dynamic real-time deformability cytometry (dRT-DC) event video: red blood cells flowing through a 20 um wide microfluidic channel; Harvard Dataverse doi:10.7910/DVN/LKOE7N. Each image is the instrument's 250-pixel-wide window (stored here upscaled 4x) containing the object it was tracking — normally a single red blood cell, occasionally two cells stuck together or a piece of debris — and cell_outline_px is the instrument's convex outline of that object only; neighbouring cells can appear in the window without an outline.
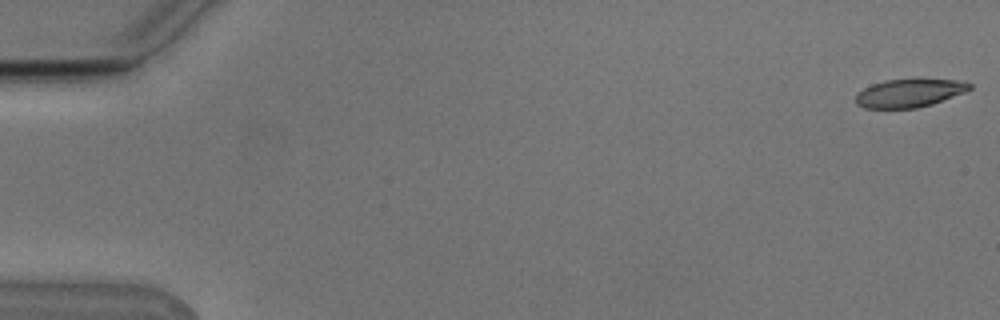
{"species": "Egyptian fruit bat (a non-hibernating species)", "species_latin": "Rousettus aegyptiacus", "temperature_condition": "cold", "stored_images_in_passage": 50, "camera_frame_rate_fps": 3000, "um_per_image_px": 0.085, "animal": {"sex": "male"}, "frame": {"image": 1, "passage_image": 1, "time_ms": 0.0, "image_size_px": [1000, 320], "cell_outline_px": [[972, 88], [964, 92], [932, 104], [916, 108], [864, 108], [856, 104], [856, 96], [864, 88], [872, 84], [884, 80], [964, 80], [972, 84]], "centroid_in_image_um": [77.3, 7.92], "position_along_channel_um": 7.7, "area_um2": 18.44}}
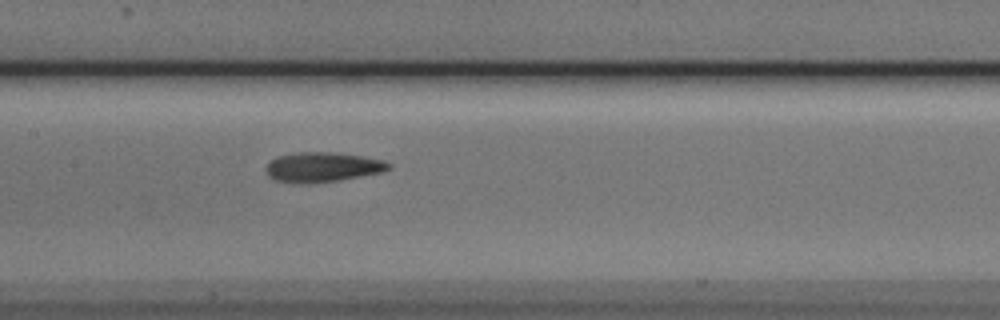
{"frame": {"image": 2, "passage_image": 27, "time_ms": 8.667, "image_size_px": [1000, 320], "cell_outline_px": [[392, 168], [380, 172], [340, 180], [308, 184], [300, 184], [272, 180], [268, 176], [264, 168], [272, 160], [280, 156], [300, 152], [328, 152], [364, 156], [384, 160], [392, 164]], "centroid_in_image_um": [27.41, 14.22], "position_along_channel_um": 180.0, "area_um2": 21.39}}
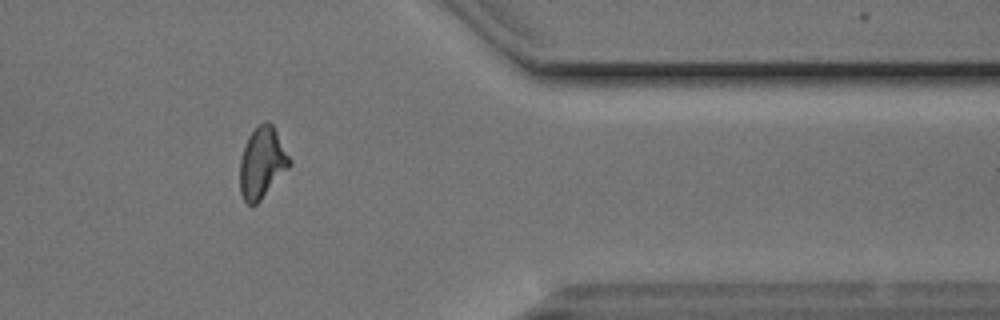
{"frame": {"image": 3, "passage_image": 45, "time_ms": 14.667, "image_size_px": [1000, 320], "cell_outline_px": [[292, 164], [260, 200], [256, 204], [248, 204], [244, 200], [240, 192], [240, 160], [248, 136], [264, 120], [268, 120], [272, 124], [292, 160]], "centroid_in_image_um": [22.29, 13.82], "position_along_channel_um": 389.1, "area_um2": 20.35}, "authors_computed_cell_mechanics": {"area_um2": 20.519, "velocity_mm_per_s": 3.786, "shape_relaxation_time_tau1_ms": 4.5376, "shape_relaxation_time_tau2_ms": 2.3786, "deformation_change_tau1": 0.1623, "deformation_change_tau2": 0.1065}}